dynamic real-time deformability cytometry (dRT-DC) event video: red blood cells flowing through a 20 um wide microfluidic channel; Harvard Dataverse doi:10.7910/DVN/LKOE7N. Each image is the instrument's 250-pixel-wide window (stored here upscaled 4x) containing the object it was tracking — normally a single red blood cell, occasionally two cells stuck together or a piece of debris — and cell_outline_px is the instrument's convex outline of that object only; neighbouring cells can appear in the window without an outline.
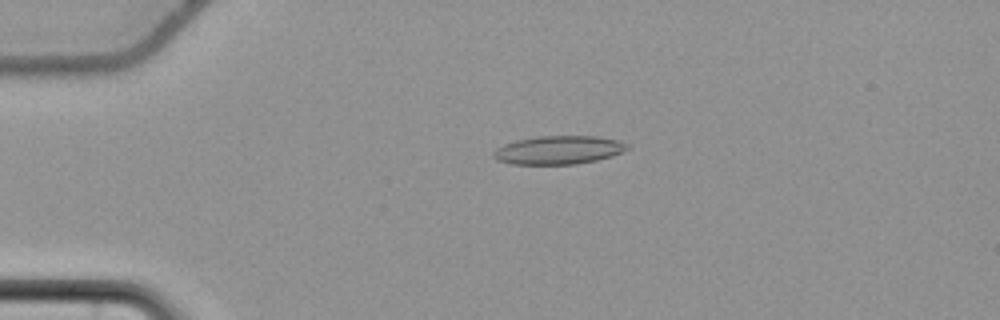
{"species": "common noctule bat (a hibernating species)", "species_latin": "Nyctalus noctula", "temperature_condition": "cold", "stored_images_in_passage": 46, "camera_frame_rate_fps": 3000, "um_per_image_px": 0.085, "animal": {"sex": "female", "body_mass_g": 22.7, "forearm_length_mm": 54.2}, "frame": {"image": 1, "passage_image": 3, "time_ms": 0.667, "image_size_px": [1000, 320], "cell_outline_px": [[628, 148], [624, 152], [612, 156], [596, 160], [576, 164], [512, 164], [496, 160], [492, 156], [492, 152], [496, 148], [504, 144], [516, 140], [540, 136], [596, 136], [616, 140], [628, 144]], "centroid_in_image_um": [47.45, 12.75], "position_along_channel_um": 37.5, "area_um2": 22.2}}
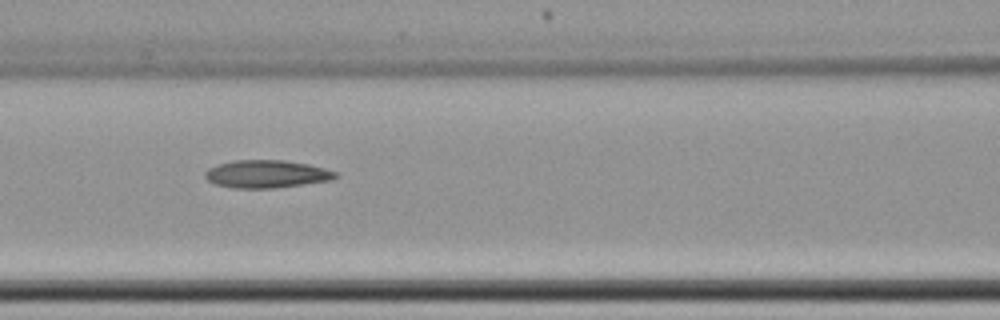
{"frame": {"image": 2, "passage_image": 15, "time_ms": 4.667, "image_size_px": [1000, 320], "cell_outline_px": [[340, 176], [332, 180], [272, 188], [232, 188], [216, 184], [208, 180], [204, 176], [204, 172], [208, 168], [216, 164], [236, 160], [284, 160], [308, 164], [324, 168], [336, 172]], "centroid_in_image_um": [22.64, 14.78], "position_along_channel_um": 144.0, "area_um2": 21.1}}
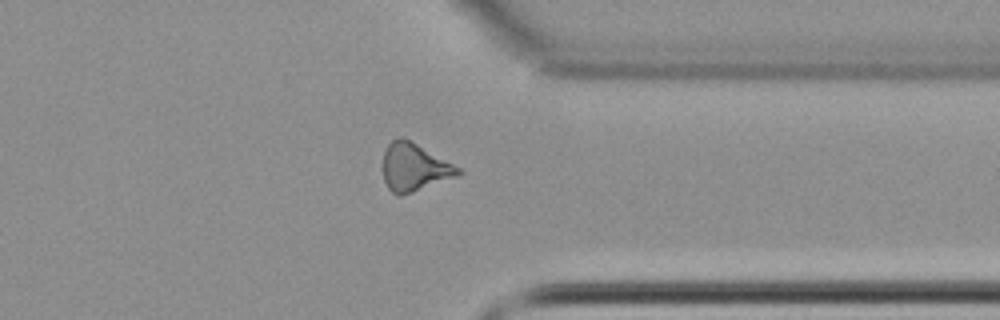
{"frame": {"image": 3, "passage_image": 34, "time_ms": 11.0, "image_size_px": [1000, 320], "cell_outline_px": [[464, 172], [460, 176], [400, 196], [396, 196], [388, 188], [384, 180], [384, 152], [388, 144], [392, 140], [400, 136], [404, 136], [460, 168]], "centroid_in_image_um": [35.23, 14.22], "position_along_channel_um": 376.2, "area_um2": 21.04}, "authors_computed_cell_mechanics": {"area_um2": 20.7502, "velocity_mm_per_s": 3.7155, "shape_relaxation_time_tau1_ms": null, "shape_relaxation_time_tau2_ms": 5.2245, "deformation_change_tau1": null, "deformation_change_tau2": 0.1571}}